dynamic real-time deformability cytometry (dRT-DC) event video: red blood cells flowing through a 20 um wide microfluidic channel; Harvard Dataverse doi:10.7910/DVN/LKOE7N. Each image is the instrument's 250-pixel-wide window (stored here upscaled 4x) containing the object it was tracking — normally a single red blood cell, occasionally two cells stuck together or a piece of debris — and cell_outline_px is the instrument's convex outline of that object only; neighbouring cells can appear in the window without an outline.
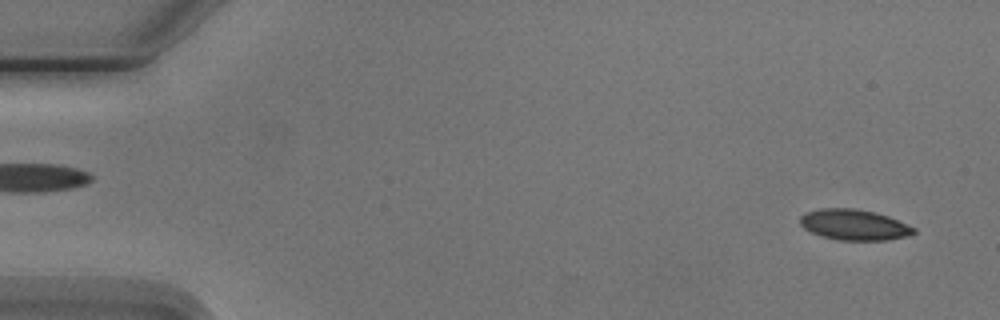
{"species": "Egyptian fruit bat (a non-hibernating species)", "species_latin": "Rousettus aegyptiacus", "temperature_condition": "cold", "stored_images_in_passage": 4, "segment_of_instrument_passage": [2, 2], "camera_frame_rate_fps": 3000, "um_per_image_px": 0.085, "animal": {"sex": "male"}, "frame": {"image": 1, "passage_image": 4, "time_ms": 3.667, "image_size_px": [1000, 320], "cell_outline_px": [[916, 232], [908, 236], [888, 240], [840, 240], [824, 236], [812, 232], [804, 228], [800, 224], [800, 216], [804, 212], [820, 208], [856, 208], [888, 216], [916, 228]], "centroid_in_image_um": [72.6, 19.1], "position_along_channel_um": 12.4, "area_um2": 20.29}}